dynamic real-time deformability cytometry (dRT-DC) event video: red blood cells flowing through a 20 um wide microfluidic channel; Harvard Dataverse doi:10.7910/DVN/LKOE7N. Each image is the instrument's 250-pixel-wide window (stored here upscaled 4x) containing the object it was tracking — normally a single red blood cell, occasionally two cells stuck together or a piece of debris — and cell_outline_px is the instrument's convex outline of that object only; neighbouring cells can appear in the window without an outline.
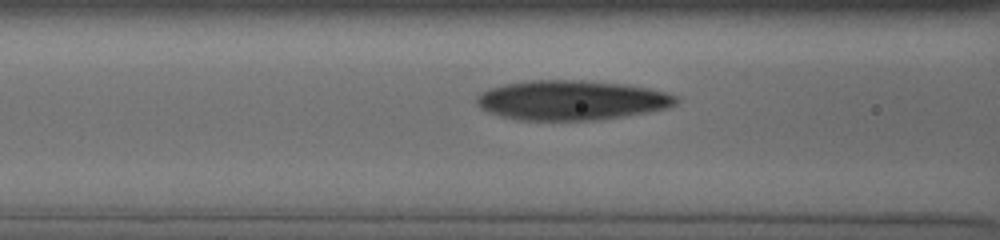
{"species": "human", "species_latin": "Homo sapiens", "temperature_condition": "cold", "stored_images_in_passage": 14, "camera_frame_rate_fps": 3000, "um_per_image_px": 0.085, "donor": {"sex": "male"}, "frame": {"image": 1, "passage_image": 10, "time_ms": 4.0, "image_size_px": [1000, 240], "cell_outline_px": [[680, 100], [676, 104], [668, 108], [648, 112], [592, 120], [516, 120], [500, 116], [488, 112], [480, 108], [476, 104], [476, 96], [480, 92], [488, 88], [504, 84], [528, 80], [580, 80], [620, 84], [648, 88], [680, 96]], "centroid_in_image_um": [48.53, 8.52], "position_along_channel_um": 118.1, "area_um2": 46.24}}
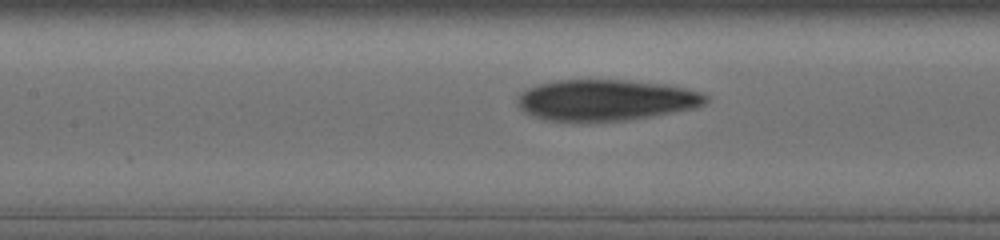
{"frame": {"image": 2, "passage_image": 12, "time_ms": 5.0, "image_size_px": [1000, 240], "cell_outline_px": [[708, 100], [704, 104], [696, 108], [652, 116], [624, 120], [588, 124], [544, 120], [532, 116], [524, 112], [516, 104], [516, 100], [520, 92], [528, 88], [540, 84], [556, 80], [624, 80], [664, 84], [684, 88], [700, 92], [708, 96]], "centroid_in_image_um": [51.43, 8.54], "position_along_channel_um": 156.0, "area_um2": 45.95}}